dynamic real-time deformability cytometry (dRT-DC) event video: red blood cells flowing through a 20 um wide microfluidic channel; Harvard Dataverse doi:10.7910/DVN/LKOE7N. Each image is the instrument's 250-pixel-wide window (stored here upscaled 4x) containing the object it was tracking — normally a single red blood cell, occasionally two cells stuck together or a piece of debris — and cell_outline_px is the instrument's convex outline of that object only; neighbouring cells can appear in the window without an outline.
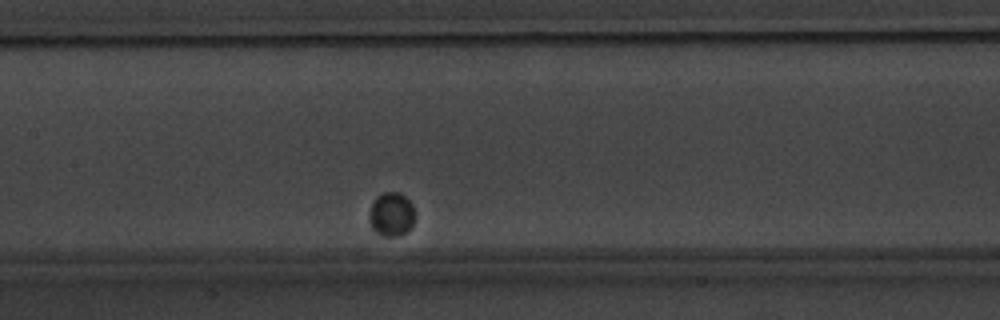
{"species": "common noctule bat (a hibernating species)", "species_latin": "Nyctalus noctula", "temperature_condition": "warm", "stored_images_in_passage": 4, "camera_frame_rate_fps": 3000, "um_per_image_px": 0.085, "animal": {"sex": "male", "body_mass_g": 20.1, "forearm_length_mm": 53.5}, "frame": {"image": 1, "passage_image": 4, "time_ms": 3.333, "image_size_px": [1000, 320], "cell_outline_px": [[416, 216], [412, 224], [404, 232], [396, 236], [384, 236], [376, 232], [372, 228], [368, 220], [368, 216], [372, 204], [376, 196], [380, 192], [400, 192], [412, 204]], "centroid_in_image_um": [33.25, 18.19], "position_along_channel_um": 174.2, "area_um2": 11.73}}